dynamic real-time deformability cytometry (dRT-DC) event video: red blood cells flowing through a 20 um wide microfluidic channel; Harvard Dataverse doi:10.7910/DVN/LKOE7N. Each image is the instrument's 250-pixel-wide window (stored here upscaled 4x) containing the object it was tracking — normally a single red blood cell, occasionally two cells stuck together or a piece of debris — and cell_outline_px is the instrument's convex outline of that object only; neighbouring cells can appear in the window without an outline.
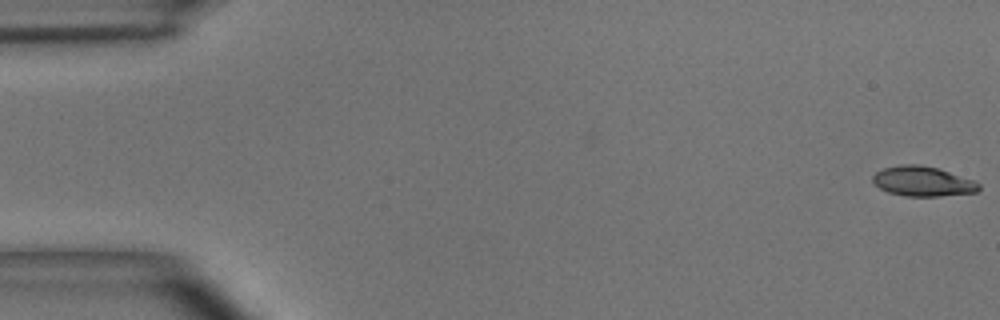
{"species": "common noctule bat (a hibernating species)", "species_latin": "Nyctalus noctula", "temperature_condition": "room temperature", "stored_images_in_passage": 51, "camera_frame_rate_fps": 3000, "um_per_image_px": 0.085, "animal": {"sex": "male", "body_mass_g": 15.6}, "frame": {"image": 1, "passage_image": 1, "time_ms": 0.0, "image_size_px": [1000, 320], "cell_outline_px": [[980, 188], [976, 192], [940, 196], [904, 196], [888, 192], [880, 188], [872, 180], [872, 176], [876, 172], [884, 168], [900, 164], [920, 164], [936, 168], [972, 180], [980, 184]], "centroid_in_image_um": [78.4, 15.41], "position_along_channel_um": 6.6, "area_um2": 18.26}}
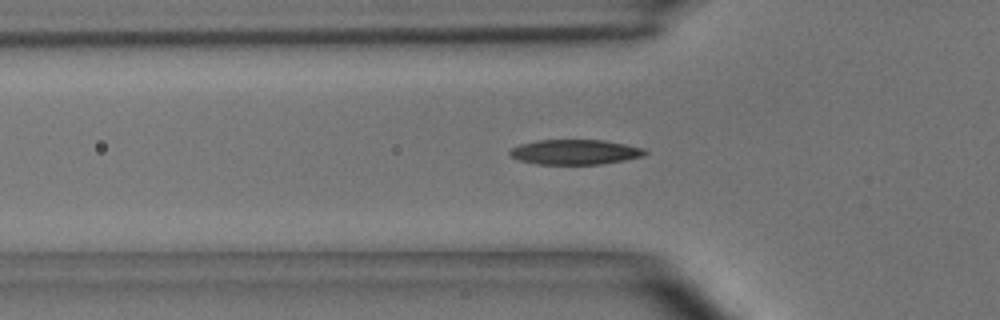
{"frame": {"image": 2, "passage_image": 17, "time_ms": 5.333, "image_size_px": [1000, 320], "cell_outline_px": [[648, 152], [644, 156], [624, 160], [600, 164], [536, 164], [520, 160], [512, 156], [508, 152], [512, 148], [520, 144], [536, 140], [604, 140], [644, 148]], "centroid_in_image_um": [48.89, 12.92], "position_along_channel_um": 76.9, "area_um2": 19.59}}
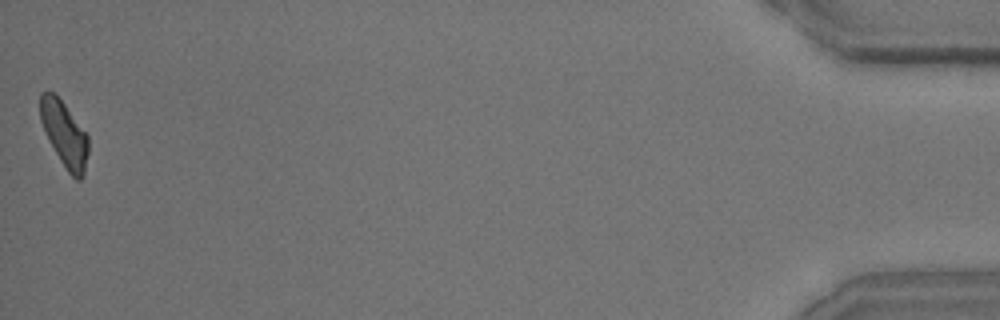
{"frame": {"image": 3, "passage_image": 51, "time_ms": 16.667, "image_size_px": [1000, 320], "cell_outline_px": [[88, 152], [84, 176], [80, 180], [76, 180], [68, 172], [60, 160], [40, 120], [40, 92], [48, 88], [64, 104], [88, 136]], "centroid_in_image_um": [5.48, 11.39], "position_along_channel_um": 429.7, "area_um2": 17.98}, "authors_computed_cell_mechanics": {"area_um2": 19.1318, "velocity_mm_per_s": 3.9276, "shape_relaxation_time_tau1_ms": 3.9483, "shape_relaxation_time_tau2_ms": 2.4683, "deformation_change_tau1": 0.161, "deformation_change_tau2": 0.0975}}